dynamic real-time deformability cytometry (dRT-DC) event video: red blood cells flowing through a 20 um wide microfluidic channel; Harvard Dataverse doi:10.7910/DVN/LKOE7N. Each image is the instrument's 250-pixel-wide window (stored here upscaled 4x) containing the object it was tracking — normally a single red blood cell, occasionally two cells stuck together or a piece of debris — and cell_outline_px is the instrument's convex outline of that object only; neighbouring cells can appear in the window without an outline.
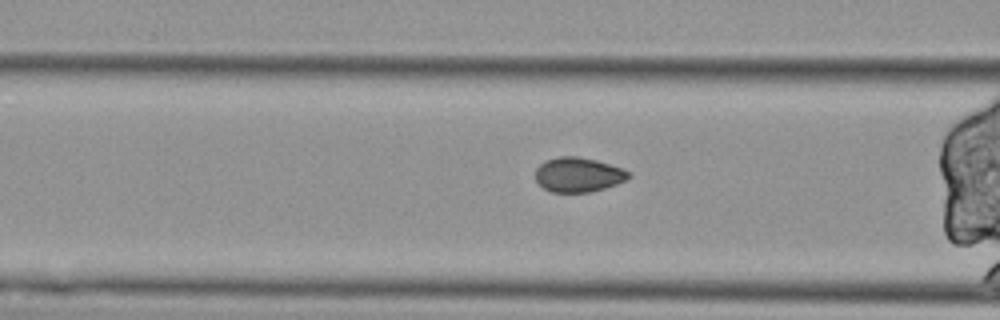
{"species": "Egyptian fruit bat (a non-hibernating species)", "species_latin": "Rousettus aegyptiacus", "temperature_condition": "cold", "stored_images_in_passage": 35, "segment_of_instrument_passage": [2, 2], "camera_frame_rate_fps": 3000, "um_per_image_px": 0.085, "animal": {"sex": "female"}, "frame": {"image": 1, "passage_image": 10, "time_ms": 3.0, "image_size_px": [1000, 320], "cell_outline_px": [[632, 176], [616, 184], [604, 188], [588, 192], [552, 192], [544, 188], [536, 180], [536, 168], [544, 160], [560, 156], [576, 156], [596, 160], [624, 168], [632, 172]], "centroid_in_image_um": [49.17, 14.83], "position_along_channel_um": 117.4, "area_um2": 18.84}}
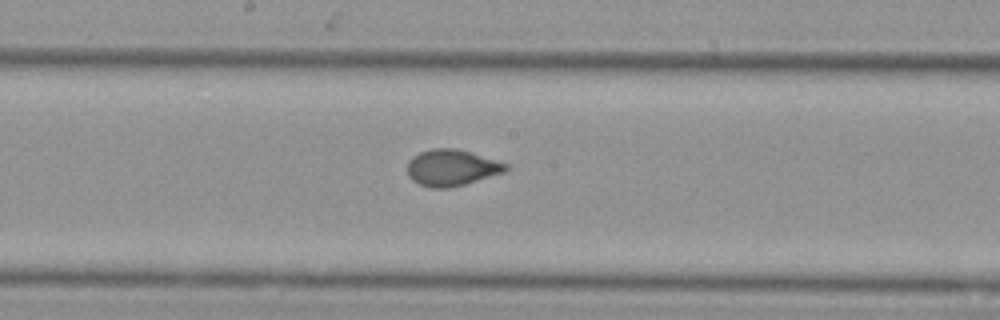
{"frame": {"image": 2, "passage_image": 18, "time_ms": 5.667, "image_size_px": [1000, 320], "cell_outline_px": [[512, 168], [504, 172], [464, 184], [448, 188], [432, 188], [420, 184], [412, 180], [408, 176], [408, 160], [412, 156], [420, 152], [432, 148], [456, 148], [508, 164]], "centroid_in_image_um": [38.38, 14.25], "position_along_channel_um": 209.8, "area_um2": 20.75}}
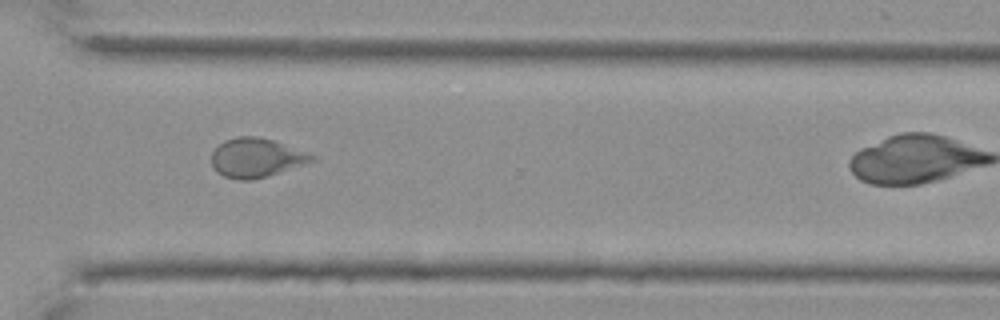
{"frame": {"image": 3, "passage_image": 30, "time_ms": 9.667, "image_size_px": [1000, 320], "cell_outline_px": [[320, 156], [316, 160], [268, 176], [252, 180], [236, 180], [224, 176], [216, 172], [212, 168], [212, 152], [224, 140], [236, 136], [256, 136], [272, 140]], "centroid_in_image_um": [21.79, 13.41], "position_along_channel_um": 348.8, "area_um2": 23.06}}